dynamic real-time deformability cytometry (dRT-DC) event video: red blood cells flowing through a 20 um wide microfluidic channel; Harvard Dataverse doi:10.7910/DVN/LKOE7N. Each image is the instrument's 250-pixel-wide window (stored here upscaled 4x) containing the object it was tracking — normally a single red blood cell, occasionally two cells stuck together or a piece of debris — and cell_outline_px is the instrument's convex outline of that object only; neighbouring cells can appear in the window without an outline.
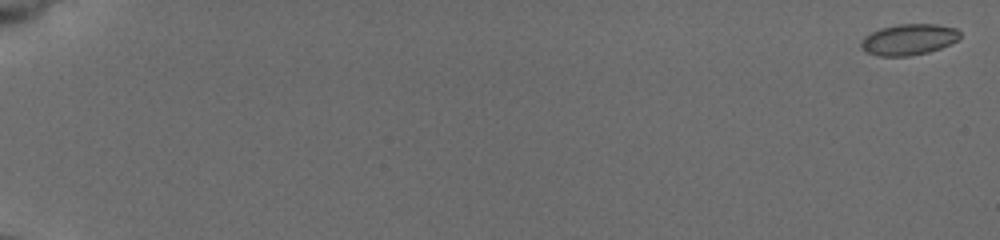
{"species": "common noctule bat (a hibernating species)", "species_latin": "Nyctalus noctula", "temperature_condition": "cold", "stored_images_in_passage": 60, "camera_frame_rate_fps": 3000, "um_per_image_px": 0.085, "animal": {"sex": "female", "body_mass_g": 19.5, "forearm_length_mm": 54.1}, "frame": {"image": 1, "passage_image": 2, "time_ms": 0.333, "image_size_px": [1000, 240], "cell_outline_px": [[960, 36], [956, 40], [940, 48], [928, 52], [908, 56], [880, 56], [864, 52], [860, 44], [864, 36], [880, 28], [900, 24], [936, 24], [956, 28], [960, 32]], "centroid_in_image_um": [77.21, 3.36], "position_along_channel_um": 7.8, "area_um2": 17.8}}
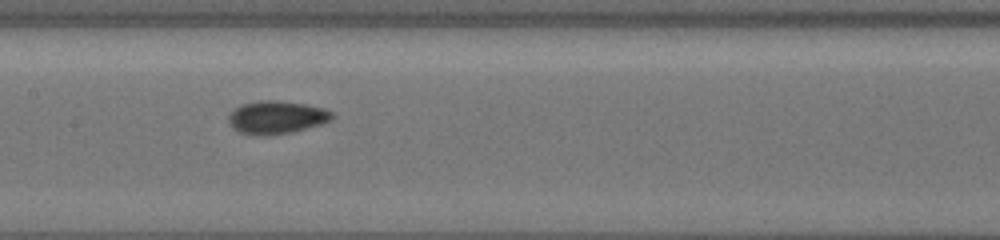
{"frame": {"image": 2, "passage_image": 33, "time_ms": 10.667, "image_size_px": [1000, 240], "cell_outline_px": [[332, 116], [328, 120], [320, 124], [292, 132], [268, 136], [256, 136], [240, 132], [232, 128], [228, 124], [228, 116], [236, 108], [244, 104], [260, 100], [276, 100], [304, 104], [324, 108], [332, 112]], "centroid_in_image_um": [23.45, 9.99], "position_along_channel_um": 183.9, "area_um2": 19.77}}
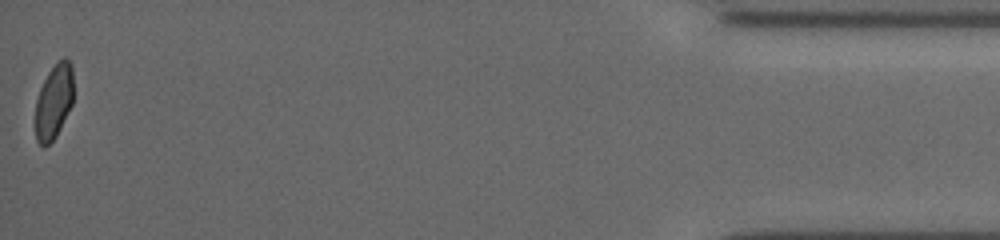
{"frame": {"image": 3, "passage_image": 59, "time_ms": 19.333, "image_size_px": [1000, 240], "cell_outline_px": [[72, 104], [56, 136], [44, 148], [36, 140], [36, 100], [40, 88], [48, 72], [64, 56], [72, 64]], "centroid_in_image_um": [4.57, 8.63], "position_along_channel_um": 430.6, "area_um2": 16.3}, "authors_computed_cell_mechanics": {"area_um2": 18.0336, "velocity_mm_per_s": 3.7307, "shape_relaxation_time_tau1_ms": 5.2859, "shape_relaxation_time_tau2_ms": 2.1738, "deformation_change_tau1": 0.1085, "deformation_change_tau2": 0.0456}}